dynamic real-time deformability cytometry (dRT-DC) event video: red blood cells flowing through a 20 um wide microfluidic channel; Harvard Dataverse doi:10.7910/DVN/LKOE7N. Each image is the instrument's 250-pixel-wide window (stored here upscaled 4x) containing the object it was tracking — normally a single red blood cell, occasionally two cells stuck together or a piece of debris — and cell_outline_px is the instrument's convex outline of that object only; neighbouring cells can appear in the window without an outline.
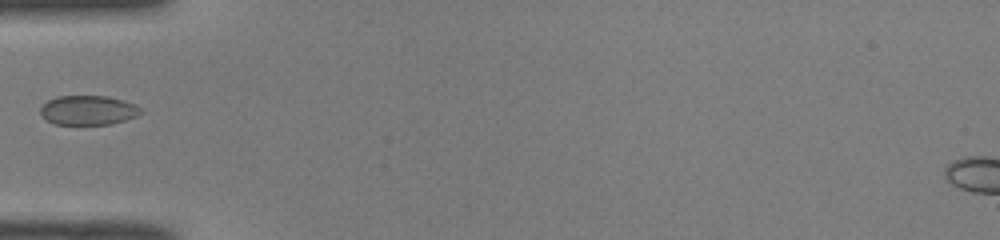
{"species": "common noctule bat (a hibernating species)", "species_latin": "Nyctalus noctula", "temperature_condition": "room temperature", "stored_images_in_passage": 15, "camera_frame_rate_fps": 3000, "um_per_image_px": 0.085, "animal": {"sex": "male", "body_mass_g": 19.0, "forearm_length_mm": 50.8}, "frame": {"image": 1, "passage_image": 1, "time_ms": 0.0, "image_size_px": [1000, 240], "cell_outline_px": [[144, 112], [136, 116], [112, 124], [52, 124], [40, 116], [40, 108], [48, 100], [56, 96], [108, 96], [132, 104], [140, 108]], "centroid_in_image_um": [7.44, 9.37], "position_along_channel_um": 77.6, "area_um2": 17.17}}
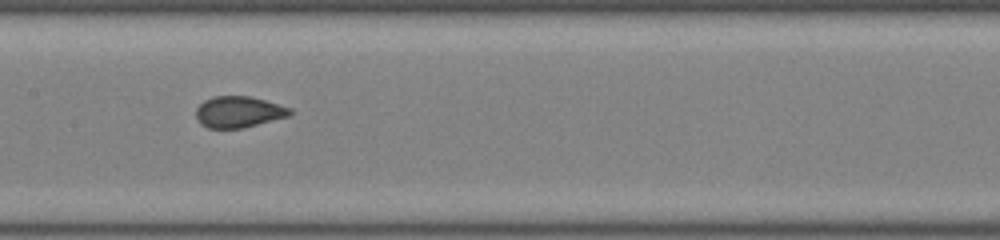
{"frame": {"image": 2, "passage_image": 9, "time_ms": 2.667, "image_size_px": [1000, 240], "cell_outline_px": [[292, 112], [288, 116], [244, 128], [208, 128], [200, 124], [196, 120], [196, 108], [204, 100], [212, 96], [248, 96], [264, 100], [292, 108]], "centroid_in_image_um": [20.25, 9.51], "position_along_channel_um": 187.2, "area_um2": 17.17}}